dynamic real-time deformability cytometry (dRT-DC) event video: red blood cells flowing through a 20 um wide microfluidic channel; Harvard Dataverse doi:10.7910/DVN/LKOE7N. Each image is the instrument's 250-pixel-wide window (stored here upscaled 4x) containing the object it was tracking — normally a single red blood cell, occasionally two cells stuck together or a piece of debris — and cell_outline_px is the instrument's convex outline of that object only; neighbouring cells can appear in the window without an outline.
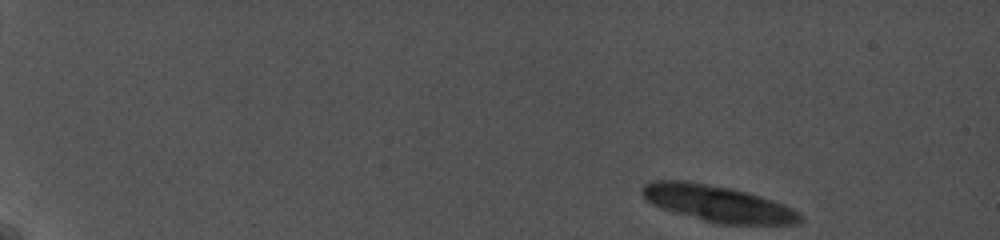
{"species": "common noctule bat (a hibernating species)", "species_latin": "Nyctalus noctula", "temperature_condition": "cold", "stored_images_in_passage": 14, "camera_frame_rate_fps": 5000, "um_per_image_px": 0.085, "animal": {"sex": "female", "body_mass_g": 19.0, "forearm_length_mm": 56.7}, "frame": {"image": 1, "passage_image": 1, "time_ms": 0.0, "image_size_px": [1000, 240], "cell_outline_px": [[804, 220], [800, 224], [716, 224], [660, 208], [652, 204], [640, 192], [640, 188], [644, 184], [652, 180], [684, 180], [732, 188], [760, 196], [784, 204], [800, 212], [804, 216]], "centroid_in_image_um": [61.03, 17.31], "position_along_channel_um": 24.0, "area_um2": 33.76}}